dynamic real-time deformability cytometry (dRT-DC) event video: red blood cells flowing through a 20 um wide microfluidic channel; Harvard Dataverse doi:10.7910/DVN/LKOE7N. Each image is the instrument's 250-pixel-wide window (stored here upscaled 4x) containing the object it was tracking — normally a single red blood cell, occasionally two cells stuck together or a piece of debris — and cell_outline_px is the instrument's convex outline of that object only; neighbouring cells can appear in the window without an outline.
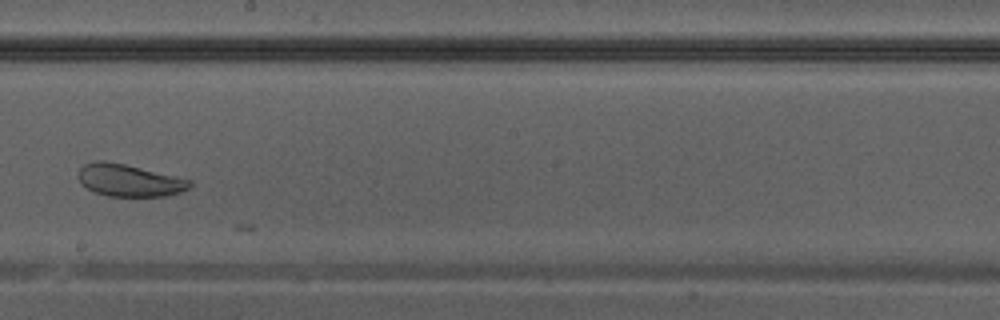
{"species": "Egyptian fruit bat (a non-hibernating species)", "species_latin": "Rousettus aegyptiacus", "temperature_condition": "warm", "stored_images_in_passage": 15, "camera_frame_rate_fps": 3000, "um_per_image_px": 0.085, "animal": {"sex": "male"}, "frame": {"image": 1, "passage_image": 13, "time_ms": 4.0, "image_size_px": [1000, 320], "cell_outline_px": [[192, 184], [188, 188], [180, 192], [164, 196], [108, 196], [96, 192], [80, 184], [76, 176], [80, 168], [84, 164], [96, 160], [104, 160], [124, 164], [192, 180]], "centroid_in_image_um": [10.93, 15.32], "position_along_channel_um": 237.3, "area_um2": 20.87}}